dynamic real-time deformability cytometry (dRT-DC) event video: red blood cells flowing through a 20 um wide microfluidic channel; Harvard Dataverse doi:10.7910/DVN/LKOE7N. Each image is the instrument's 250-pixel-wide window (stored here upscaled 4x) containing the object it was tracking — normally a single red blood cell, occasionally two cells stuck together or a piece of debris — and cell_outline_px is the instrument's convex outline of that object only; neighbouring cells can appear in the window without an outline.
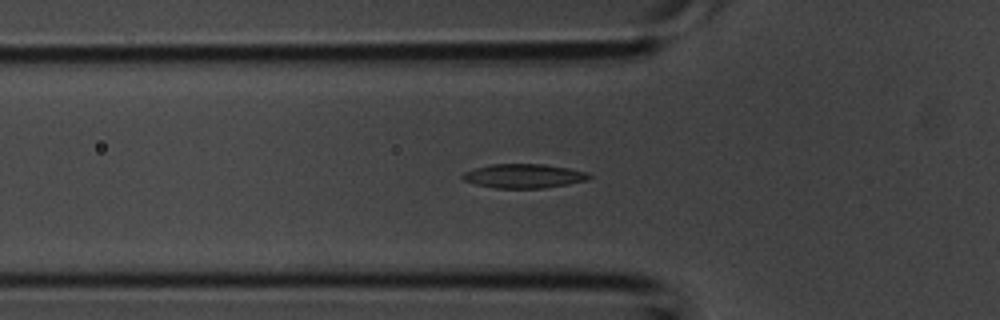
{"species": "common noctule bat (a hibernating species)", "species_latin": "Nyctalus noctula", "temperature_condition": "room temperature", "stored_images_in_passage": 31, "camera_frame_rate_fps": 3000, "um_per_image_px": 0.085, "animal": {"sex": "male", "body_mass_g": 20.1, "forearm_length_mm": 53.5}, "frame": {"image": 1, "passage_image": 5, "time_ms": 1.333, "image_size_px": [1000, 320], "cell_outline_px": [[592, 176], [588, 180], [568, 184], [544, 188], [496, 188], [476, 184], [464, 180], [460, 176], [464, 172], [476, 168], [492, 164], [544, 164], [568, 168], [588, 172]], "centroid_in_image_um": [44.55, 14.96], "position_along_channel_um": 81.3, "area_um2": 17.74}}
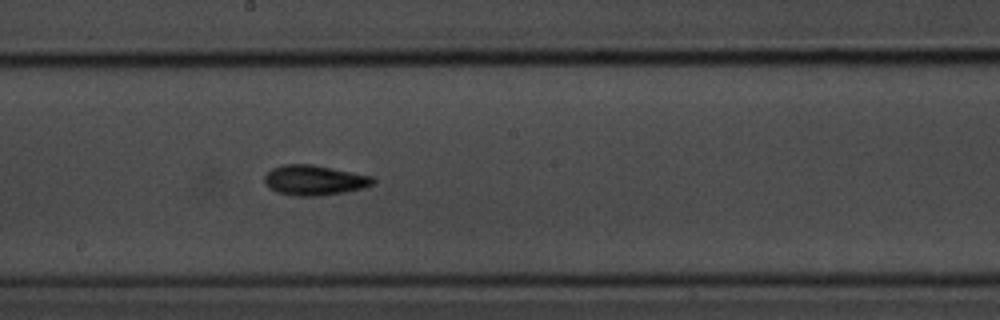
{"frame": {"image": 2, "passage_image": 13, "time_ms": 4.0, "image_size_px": [1000, 320], "cell_outline_px": [[376, 180], [372, 184], [360, 188], [344, 192], [316, 196], [292, 196], [276, 192], [268, 188], [264, 184], [264, 176], [272, 168], [284, 164], [312, 164], [372, 176]], "centroid_in_image_um": [26.65, 15.32], "position_along_channel_um": 221.5, "area_um2": 19.02}}
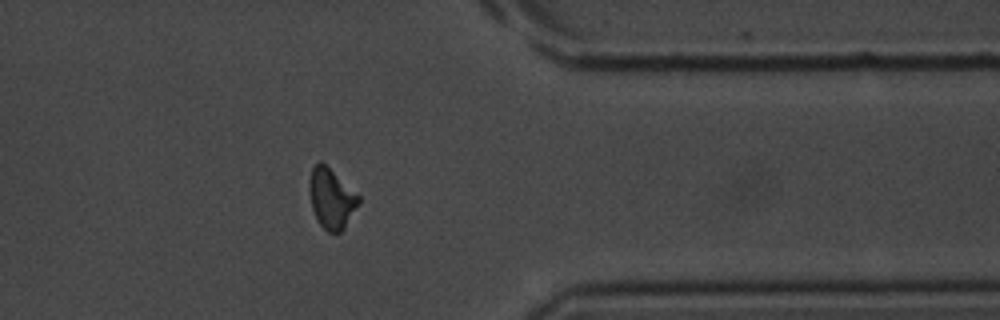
{"frame": {"image": 3, "passage_image": 23, "time_ms": 7.333, "image_size_px": [1000, 320], "cell_outline_px": [[360, 204], [344, 228], [340, 232], [328, 232], [316, 220], [312, 208], [308, 188], [308, 180], [312, 168], [320, 160], [360, 196]], "centroid_in_image_um": [28.16, 16.88], "position_along_channel_um": 383.2, "area_um2": 17.28}}